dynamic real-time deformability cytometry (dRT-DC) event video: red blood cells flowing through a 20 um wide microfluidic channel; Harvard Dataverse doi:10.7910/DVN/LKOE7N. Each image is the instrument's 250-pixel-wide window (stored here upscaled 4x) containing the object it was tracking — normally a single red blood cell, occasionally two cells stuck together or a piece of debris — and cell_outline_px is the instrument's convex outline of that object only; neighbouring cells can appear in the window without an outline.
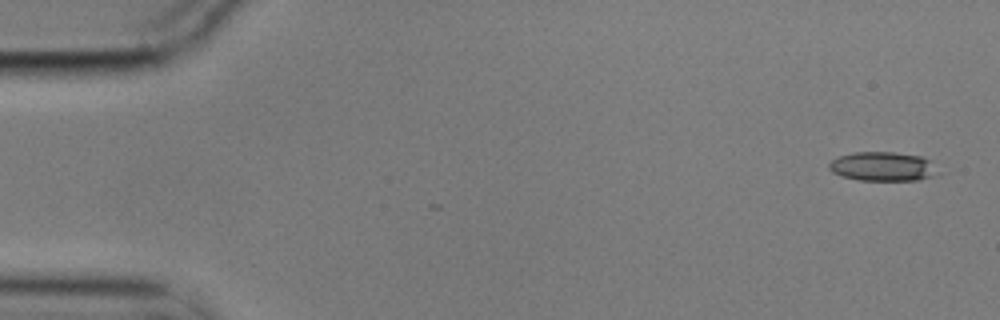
{"species": "common noctule bat (a hibernating species)", "species_latin": "Nyctalus noctula", "temperature_condition": "cold", "stored_images_in_passage": 4, "camera_frame_rate_fps": 3000, "um_per_image_px": 0.085, "animal": {"sex": "male", "body_mass_g": 17.9}, "frame": {"image": 1, "passage_image": 1, "time_ms": 0.0, "image_size_px": [1000, 320], "cell_outline_px": [[940, 172], [936, 176], [916, 180], [856, 180], [832, 172], [828, 168], [828, 164], [832, 160], [840, 156], [856, 152], [892, 152], [920, 156], [928, 160]], "centroid_in_image_um": [75.04, 14.16], "position_along_channel_um": 10.0, "area_um2": 18.38}}